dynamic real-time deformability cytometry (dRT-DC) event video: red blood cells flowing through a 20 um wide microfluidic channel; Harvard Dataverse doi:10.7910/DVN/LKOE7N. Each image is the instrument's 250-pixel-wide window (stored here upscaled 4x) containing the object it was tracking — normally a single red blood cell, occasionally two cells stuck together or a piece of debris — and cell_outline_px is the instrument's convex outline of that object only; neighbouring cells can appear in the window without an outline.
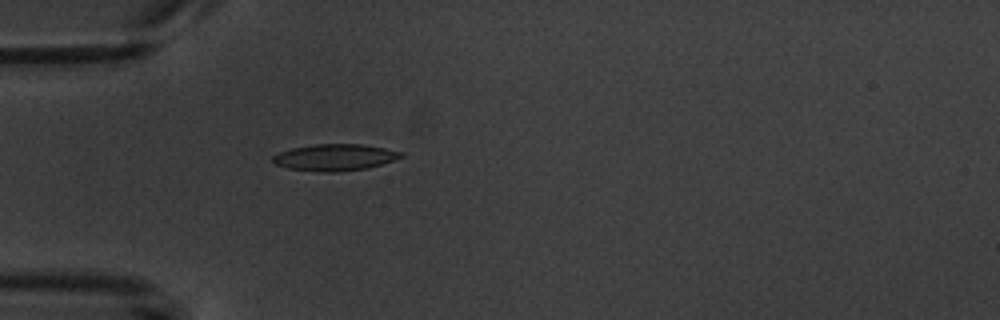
{"species": "common noctule bat (a hibernating species)", "species_latin": "Nyctalus noctula", "temperature_condition": "warm", "stored_images_in_passage": 1, "camera_frame_rate_fps": 3000, "um_per_image_px": 0.085, "animal": {"sex": "male", "body_mass_g": 20.1, "forearm_length_mm": 53.5}, "frame": {"image": 1, "passage_image": 1, "time_ms": 0.0, "image_size_px": [1000, 320], "cell_outline_px": [[404, 156], [380, 164], [364, 168], [336, 172], [320, 172], [288, 168], [276, 164], [272, 160], [272, 156], [280, 152], [292, 148], [316, 144], [360, 144], [384, 148], [404, 152]], "centroid_in_image_um": [28.44, 13.37], "position_along_channel_um": 56.6, "area_um2": 19.59}}